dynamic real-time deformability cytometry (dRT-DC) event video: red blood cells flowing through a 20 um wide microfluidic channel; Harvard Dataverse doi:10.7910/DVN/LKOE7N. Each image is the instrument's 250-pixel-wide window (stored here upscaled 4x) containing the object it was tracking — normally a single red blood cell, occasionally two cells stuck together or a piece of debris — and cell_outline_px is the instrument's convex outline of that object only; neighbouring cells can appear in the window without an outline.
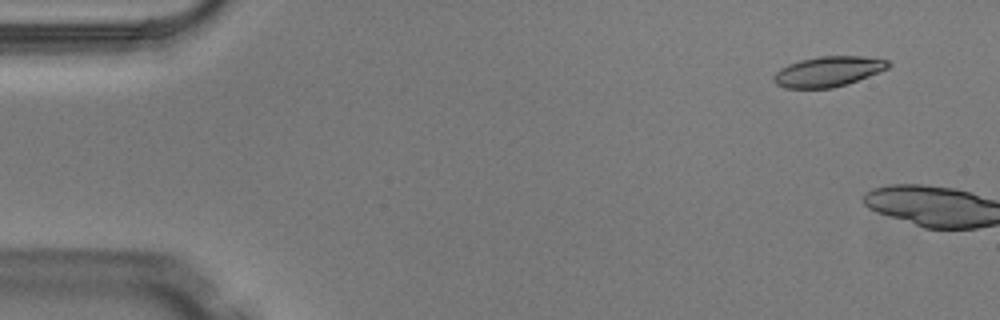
{"species": "Egyptian fruit bat (a non-hibernating species)", "species_latin": "Rousettus aegyptiacus", "temperature_condition": "warm", "stored_images_in_passage": 6, "camera_frame_rate_fps": 3000, "um_per_image_px": 0.085, "animal": {"sex": "male"}, "frame": {"image": 1, "passage_image": 1, "time_ms": 0.0, "image_size_px": [1000, 320], "cell_outline_px": [[892, 64], [888, 68], [868, 76], [832, 88], [784, 88], [776, 84], [772, 80], [772, 76], [780, 68], [788, 64], [800, 60], [820, 56], [864, 56], [888, 60]], "centroid_in_image_um": [70.36, 6.07], "position_along_channel_um": 14.6, "area_um2": 20.11}}
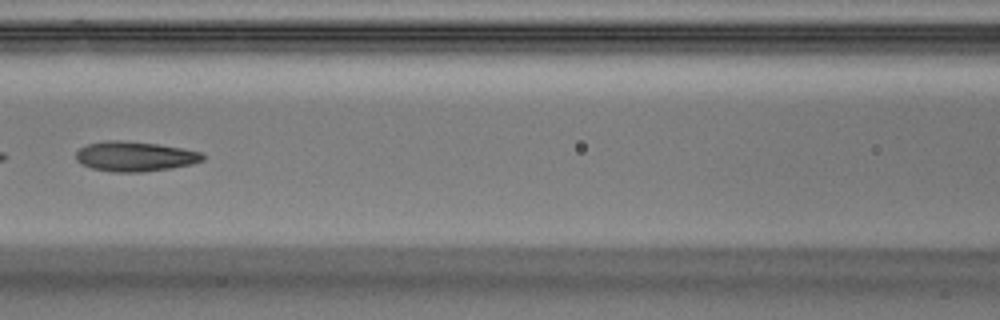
{"frame": {"image": 2, "passage_image": 6, "time_ms": 1.667, "image_size_px": [1000, 320], "cell_outline_px": [[204, 160], [192, 164], [172, 168], [144, 172], [112, 172], [92, 168], [80, 164], [76, 160], [76, 152], [80, 148], [88, 144], [104, 140], [120, 140], [160, 144], [184, 148], [200, 152], [204, 156]], "centroid_in_image_um": [11.46, 13.29], "position_along_channel_um": 155.1, "area_um2": 22.31}}